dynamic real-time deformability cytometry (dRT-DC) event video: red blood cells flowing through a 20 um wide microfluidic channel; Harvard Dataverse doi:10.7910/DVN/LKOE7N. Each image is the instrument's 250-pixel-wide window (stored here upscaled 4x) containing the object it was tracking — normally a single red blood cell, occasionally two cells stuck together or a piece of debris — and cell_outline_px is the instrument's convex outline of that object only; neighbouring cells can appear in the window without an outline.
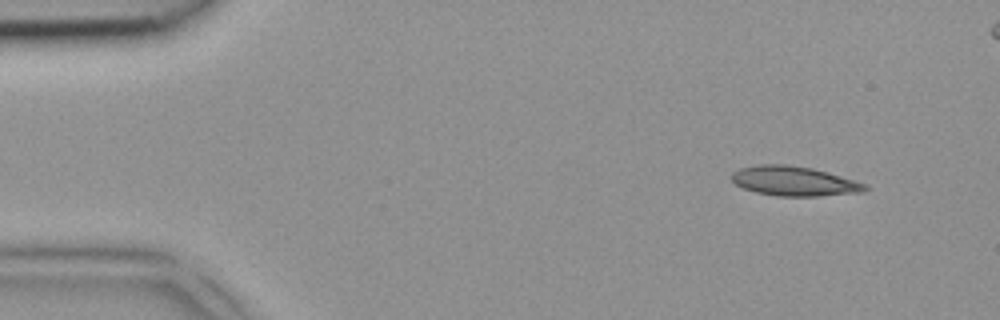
{"species": "common noctule bat (a hibernating species)", "species_latin": "Nyctalus noctula", "temperature_condition": "room temperature", "stored_images_in_passage": 4, "camera_frame_rate_fps": 3000, "um_per_image_px": 0.085, "animal": {"sex": "female", "body_mass_g": 18.4}, "frame": {"image": 1, "passage_image": 1, "time_ms": 0.0, "image_size_px": [1000, 320], "cell_outline_px": [[868, 188], [864, 192], [820, 196], [776, 196], [756, 192], [744, 188], [736, 184], [732, 180], [732, 172], [740, 168], [756, 164], [788, 164], [812, 168], [828, 172], [868, 184]], "centroid_in_image_um": [67.52, 15.39], "position_along_channel_um": 17.5, "area_um2": 23.18}}